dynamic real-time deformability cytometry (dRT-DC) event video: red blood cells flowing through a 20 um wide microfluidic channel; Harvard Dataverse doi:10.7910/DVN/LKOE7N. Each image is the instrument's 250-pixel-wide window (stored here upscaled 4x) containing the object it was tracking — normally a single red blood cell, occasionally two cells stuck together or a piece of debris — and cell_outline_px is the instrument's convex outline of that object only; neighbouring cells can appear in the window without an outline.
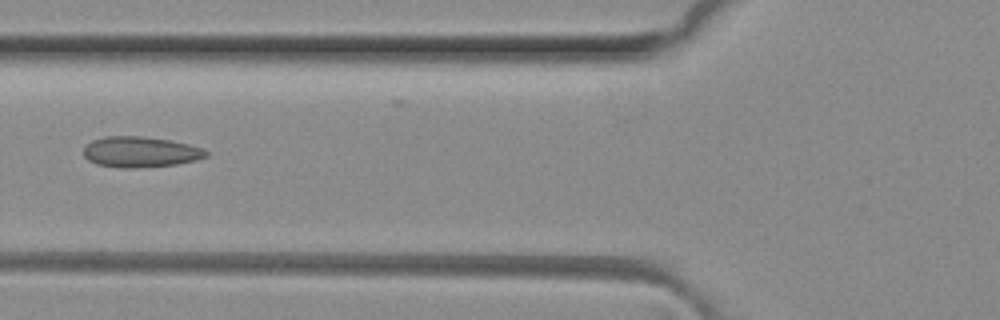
{"species": "common noctule bat (a hibernating species)", "species_latin": "Nyctalus noctula", "temperature_condition": "room temperature", "stored_images_in_passage": 6, "camera_frame_rate_fps": 3000, "um_per_image_px": 0.085, "animal": {"sex": "female", "body_mass_g": 29.2, "forearm_length_mm": 56.3}, "frame": {"image": 1, "passage_image": 5, "time_ms": 1.333, "image_size_px": [1000, 320], "cell_outline_px": [[208, 156], [196, 160], [176, 164], [132, 168], [124, 168], [96, 164], [88, 160], [84, 156], [84, 148], [92, 140], [104, 136], [140, 136], [168, 140], [188, 144], [200, 148], [208, 152]], "centroid_in_image_um": [11.91, 12.91], "position_along_channel_um": 113.9, "area_um2": 21.68}}
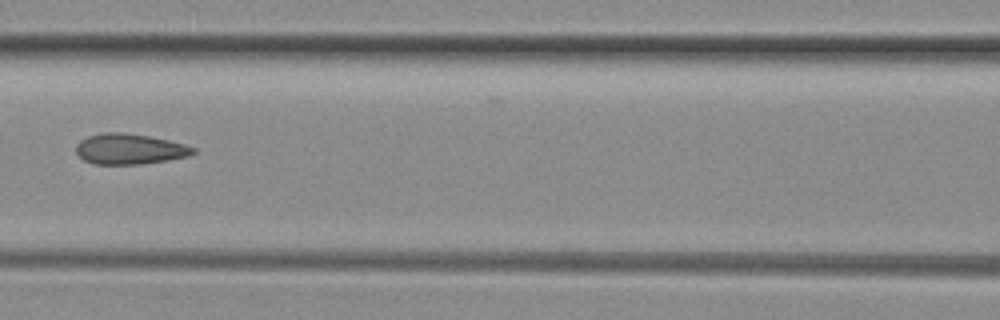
{"frame": {"image": 2, "passage_image": 6, "time_ms": 1.667, "image_size_px": [1000, 320], "cell_outline_px": [[196, 152], [188, 156], [168, 160], [140, 164], [92, 164], [84, 160], [76, 152], [76, 144], [80, 140], [88, 136], [104, 132], [124, 132], [148, 136], [168, 140], [184, 144], [196, 148]], "centroid_in_image_um": [11.0, 12.66], "position_along_channel_um": 155.6, "area_um2": 20.87}}